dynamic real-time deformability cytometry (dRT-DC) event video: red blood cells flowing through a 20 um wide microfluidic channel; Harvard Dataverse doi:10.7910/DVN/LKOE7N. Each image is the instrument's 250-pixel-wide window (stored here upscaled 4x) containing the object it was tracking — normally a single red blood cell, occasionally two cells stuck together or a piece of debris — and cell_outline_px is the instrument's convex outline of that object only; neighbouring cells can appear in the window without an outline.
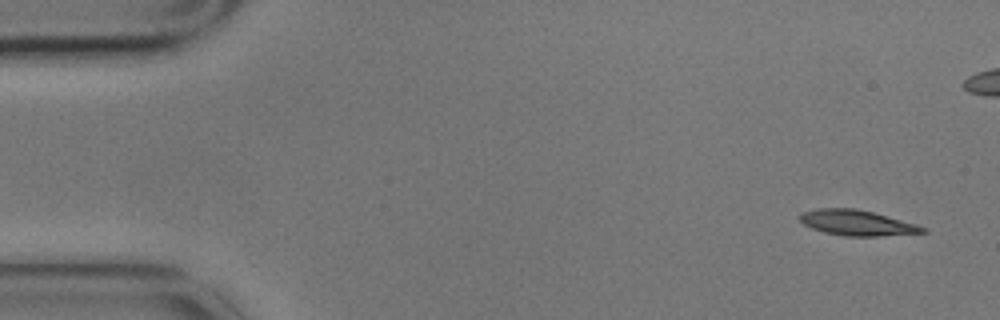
{"species": "common noctule bat (a hibernating species)", "species_latin": "Nyctalus noctula", "temperature_condition": "cold", "stored_images_in_passage": 11, "camera_frame_rate_fps": 3000, "um_per_image_px": 0.085, "animal": {"sex": "male", "body_mass_g": 17.9}, "frame": {"image": 1, "passage_image": 1, "time_ms": 0.0, "image_size_px": [1000, 320], "cell_outline_px": [[928, 232], [880, 236], [844, 236], [824, 232], [812, 228], [804, 224], [800, 220], [800, 212], [816, 208], [856, 208], [872, 212], [916, 224], [928, 228]], "centroid_in_image_um": [72.84, 18.94], "position_along_channel_um": 12.2, "area_um2": 18.21}}